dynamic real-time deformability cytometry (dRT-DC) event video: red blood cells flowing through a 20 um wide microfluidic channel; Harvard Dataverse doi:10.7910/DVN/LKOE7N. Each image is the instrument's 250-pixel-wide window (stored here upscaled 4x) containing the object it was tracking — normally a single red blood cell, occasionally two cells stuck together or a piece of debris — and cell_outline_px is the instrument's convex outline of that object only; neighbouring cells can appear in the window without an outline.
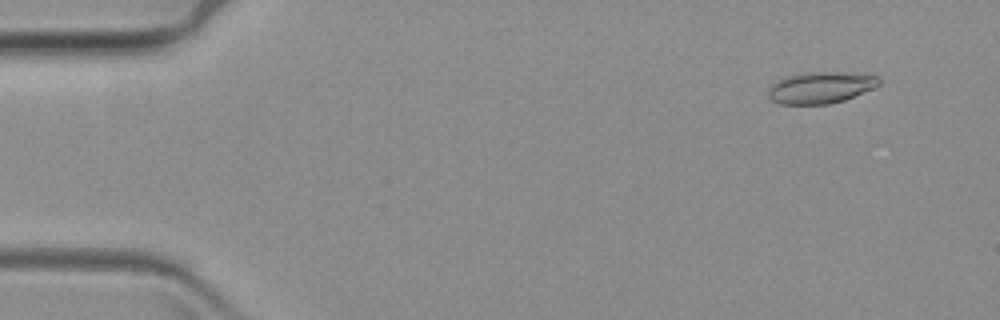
{"species": "common noctule bat (a hibernating species)", "species_latin": "Nyctalus noctula", "temperature_condition": "warm", "stored_images_in_passage": 33, "camera_frame_rate_fps": 3000, "um_per_image_px": 0.085, "animal": {"sex": "female", "body_mass_g": 19.3, "forearm_length_mm": 54.1}, "frame": {"image": 1, "passage_image": 5, "time_ms": 1.333, "image_size_px": [1000, 320], "cell_outline_px": [[880, 84], [872, 88], [844, 100], [828, 104], [780, 104], [772, 100], [768, 96], [768, 88], [772, 84], [784, 76], [808, 72], [844, 72], [876, 76], [880, 80]], "centroid_in_image_um": [69.7, 7.44], "position_along_channel_um": 15.3, "area_um2": 20.23}}
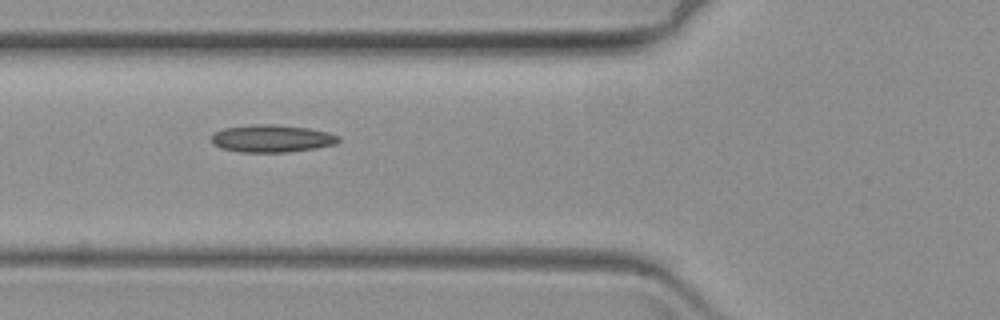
{"frame": {"image": 2, "passage_image": 23, "time_ms": 7.333, "image_size_px": [1000, 320], "cell_outline_px": [[340, 140], [336, 144], [316, 148], [288, 152], [240, 152], [220, 148], [212, 144], [212, 136], [216, 132], [224, 128], [252, 124], [276, 124], [308, 128], [328, 132], [340, 136]], "centroid_in_image_um": [23.12, 11.77], "position_along_channel_um": 102.7, "area_um2": 20.46}}
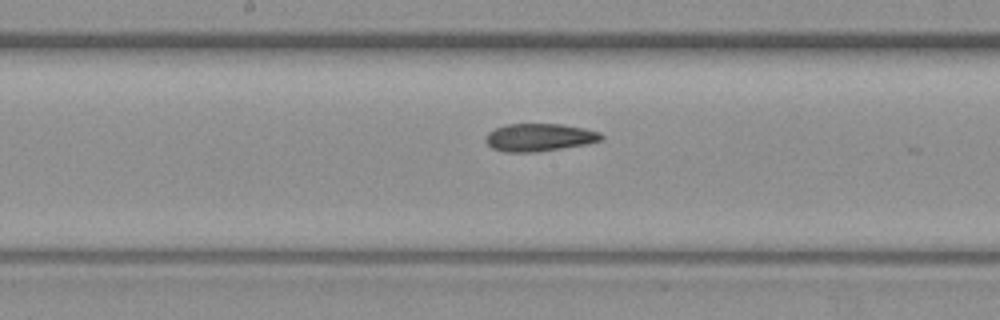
{"frame": {"image": 3, "passage_image": 32, "time_ms": 10.333, "image_size_px": [1000, 320], "cell_outline_px": [[604, 136], [600, 140], [588, 144], [536, 152], [504, 152], [492, 148], [484, 140], [488, 132], [504, 124], [560, 124], [584, 128], [600, 132]], "centroid_in_image_um": [45.83, 11.68], "position_along_channel_um": 202.4, "area_um2": 18.73}}